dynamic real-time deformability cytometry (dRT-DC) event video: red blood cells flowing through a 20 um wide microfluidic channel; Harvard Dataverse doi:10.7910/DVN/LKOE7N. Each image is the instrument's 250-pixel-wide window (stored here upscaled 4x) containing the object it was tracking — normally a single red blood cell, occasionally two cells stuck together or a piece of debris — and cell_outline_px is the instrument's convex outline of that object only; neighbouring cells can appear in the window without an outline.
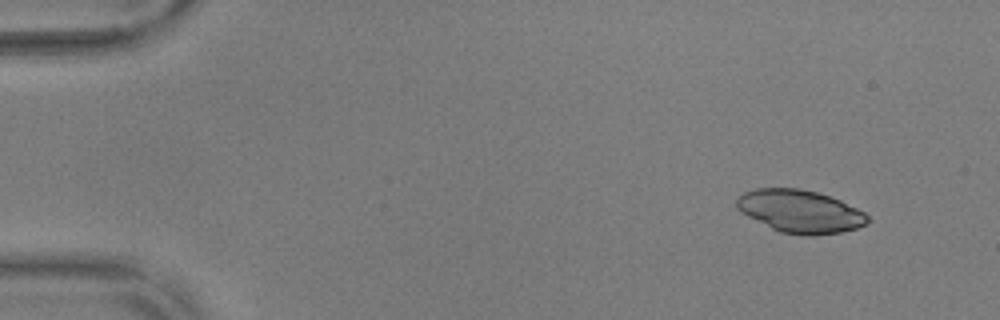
{"species": "common noctule bat (a hibernating species)", "species_latin": "Nyctalus noctula", "temperature_condition": "warm", "stored_images_in_passage": 42, "camera_frame_rate_fps": 3000, "um_per_image_px": 0.085, "animal": {"sex": "male", "body_mass_g": 17.9, "forearm_length_mm": 54.2}, "frame": {"image": 1, "passage_image": 1, "time_ms": 0.0, "image_size_px": [1000, 320], "cell_outline_px": [[872, 220], [856, 228], [840, 232], [812, 236], [780, 232], [740, 212], [736, 208], [736, 196], [744, 192], [756, 188], [800, 188], [816, 192], [840, 200], [864, 212]], "centroid_in_image_um": [67.98, 17.95], "position_along_channel_um": 17.0, "area_um2": 32.54}}